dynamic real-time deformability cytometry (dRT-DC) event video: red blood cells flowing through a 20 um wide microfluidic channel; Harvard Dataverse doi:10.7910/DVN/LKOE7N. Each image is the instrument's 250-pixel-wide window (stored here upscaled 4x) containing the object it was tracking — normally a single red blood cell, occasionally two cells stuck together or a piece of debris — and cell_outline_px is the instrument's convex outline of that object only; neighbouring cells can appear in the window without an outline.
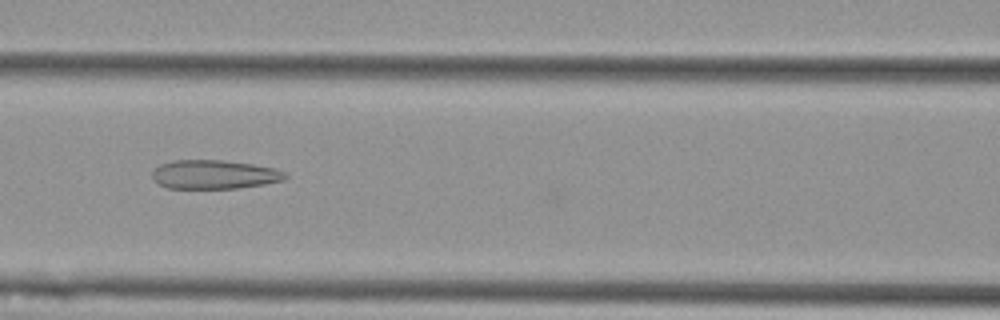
{"species": "Egyptian fruit bat (a non-hibernating species)", "species_latin": "Rousettus aegyptiacus", "temperature_condition": "cold", "stored_images_in_passage": 37, "camera_frame_rate_fps": 3000, "um_per_image_px": 0.085, "animal": {"sex": "female"}, "frame": {"image": 1, "passage_image": 11, "time_ms": 3.333, "image_size_px": [1000, 320], "cell_outline_px": [[288, 176], [284, 180], [264, 184], [236, 188], [168, 188], [160, 184], [152, 176], [152, 172], [160, 164], [172, 160], [220, 160], [252, 164], [276, 168], [288, 172]], "centroid_in_image_um": [18.26, 14.82], "position_along_channel_um": 148.3, "area_um2": 22.37}}
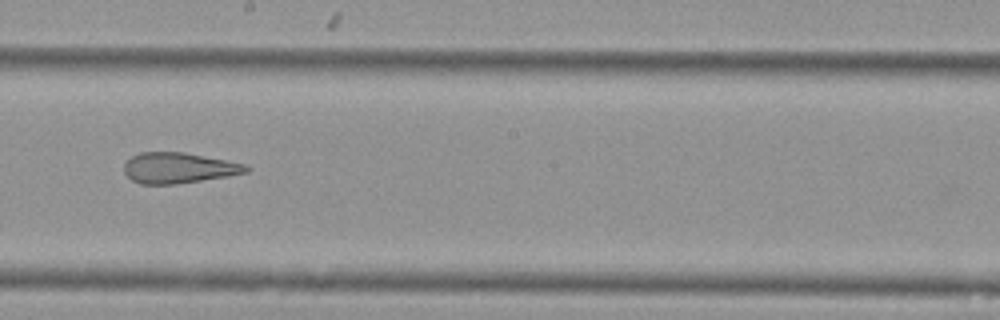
{"frame": {"image": 2, "passage_image": 18, "time_ms": 5.667, "image_size_px": [1000, 320], "cell_outline_px": [[252, 168], [248, 172], [228, 176], [176, 184], [140, 184], [132, 180], [124, 172], [124, 164], [132, 156], [140, 152], [184, 152], [248, 164]], "centroid_in_image_um": [15.22, 14.27], "position_along_channel_um": 233.0, "area_um2": 21.91}}
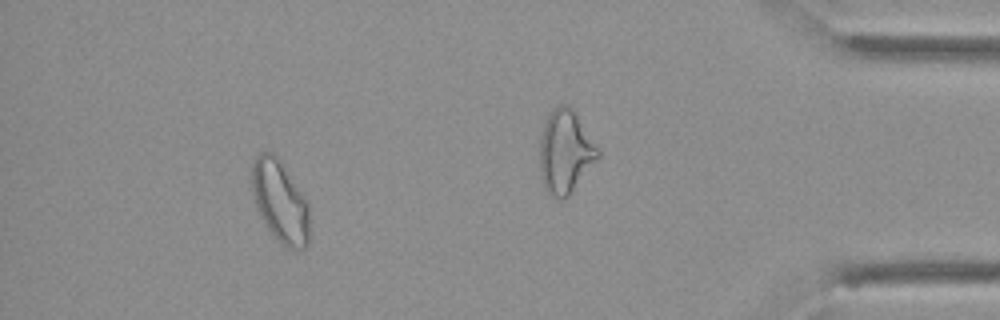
{"frame": {"image": 3, "passage_image": 32, "time_ms": 10.333, "image_size_px": [1000, 320], "cell_outline_px": [[308, 244], [304, 248], [296, 252], [288, 248], [268, 228], [260, 216], [252, 192], [248, 176], [252, 164], [256, 156], [260, 152], [272, 152], [280, 160], [304, 196], [308, 204]], "centroid_in_image_um": [23.77, 17.09], "position_along_channel_um": 411.4, "area_um2": 27.51}, "authors_computed_cell_mechanics": {"area_um2": 24.0448, "velocity_mm_per_s": 3.6528, "shape_relaxation_time_tau1_ms": null, "shape_relaxation_time_tau2_ms": 2.5947, "deformation_change_tau1": null, "deformation_change_tau2": 0.1277}}